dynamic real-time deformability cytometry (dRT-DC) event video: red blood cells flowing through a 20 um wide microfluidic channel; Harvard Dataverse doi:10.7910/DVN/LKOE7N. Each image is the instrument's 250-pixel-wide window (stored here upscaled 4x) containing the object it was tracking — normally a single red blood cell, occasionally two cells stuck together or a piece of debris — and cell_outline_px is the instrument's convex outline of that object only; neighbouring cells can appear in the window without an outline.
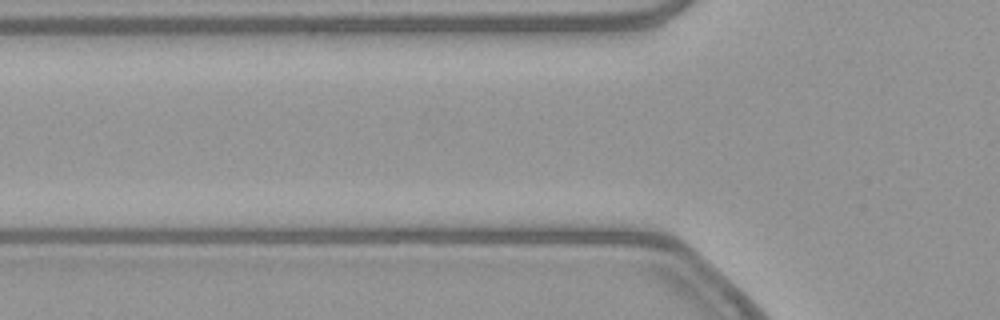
{"species": "common noctule bat (a hibernating species)", "species_latin": "Nyctalus noctula", "temperature_condition": "warm", "stored_images_in_passage": 2, "camera_frame_rate_fps": 3000, "um_per_image_px": 0.085, "animal": {"sex": "female", "body_mass_g": 21.9}, "frame": {"image": 1, "passage_image": 2, "time_ms": 0.333, "image_size_px": [1000, 320], "cell_outline_px": [[684, 280], [416, 260], [416, 256], [548, 256], [648, 260], [668, 264], [676, 268]], "centroid_in_image_um": [48.48, 22.51], "position_along_channel_um": 77.3, "area_um2": 23.18}}